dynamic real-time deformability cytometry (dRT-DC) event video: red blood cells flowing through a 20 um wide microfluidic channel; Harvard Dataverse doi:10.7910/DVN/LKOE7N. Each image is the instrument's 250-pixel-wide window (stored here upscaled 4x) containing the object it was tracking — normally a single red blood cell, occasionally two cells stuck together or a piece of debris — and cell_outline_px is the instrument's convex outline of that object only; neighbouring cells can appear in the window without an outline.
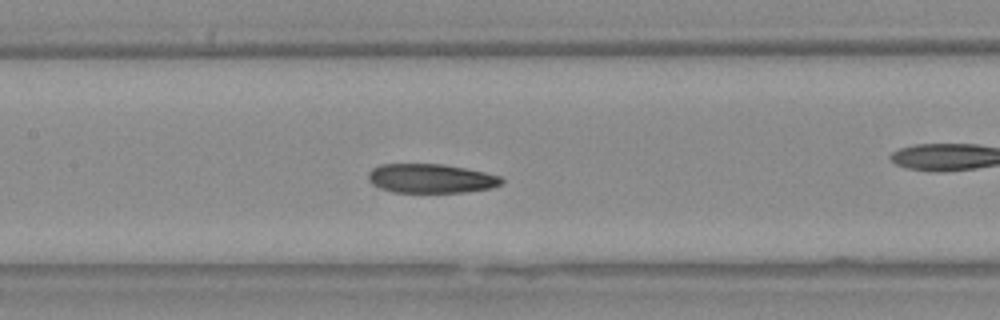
{"species": "Egyptian fruit bat (a non-hibernating species)", "species_latin": "Rousettus aegyptiacus", "temperature_condition": "warm", "stored_images_in_passage": 28, "camera_frame_rate_fps": 3000, "um_per_image_px": 0.085, "animal": {"sex": "female"}, "frame": {"image": 1, "passage_image": 27, "time_ms": 8.667, "image_size_px": [1000, 320], "cell_outline_px": [[504, 184], [492, 188], [464, 192], [392, 192], [380, 188], [372, 184], [368, 180], [368, 172], [372, 168], [380, 164], [440, 164], [464, 168], [484, 172], [500, 176], [504, 180]], "centroid_in_image_um": [36.62, 15.17], "position_along_channel_um": 170.8, "area_um2": 22.72}}